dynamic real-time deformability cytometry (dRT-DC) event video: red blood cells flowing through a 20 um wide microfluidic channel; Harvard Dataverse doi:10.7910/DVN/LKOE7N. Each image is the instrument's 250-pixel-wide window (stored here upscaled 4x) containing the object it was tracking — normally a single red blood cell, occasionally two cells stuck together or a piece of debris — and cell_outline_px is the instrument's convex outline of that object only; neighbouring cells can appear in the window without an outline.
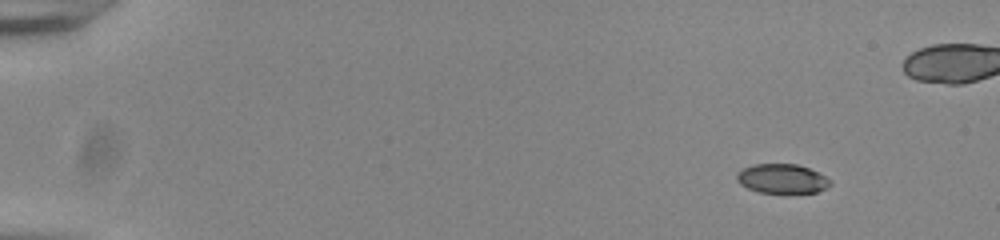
{"species": "common noctule bat (a hibernating species)", "species_latin": "Nyctalus noctula", "temperature_condition": "room temperature", "stored_images_in_passage": 45, "camera_frame_rate_fps": 3000, "um_per_image_px": 0.085, "animal": {"sex": "male", "body_mass_g": 20.0, "forearm_length_mm": 53.3}, "frame": {"image": 1, "passage_image": 1, "time_ms": 0.0, "image_size_px": [1000, 240], "cell_outline_px": [[832, 184], [816, 192], [760, 192], [748, 188], [740, 184], [736, 180], [736, 172], [752, 164], [796, 164], [808, 168], [832, 180]], "centroid_in_image_um": [66.44, 15.17], "position_along_channel_um": 18.6, "area_um2": 15.78}}
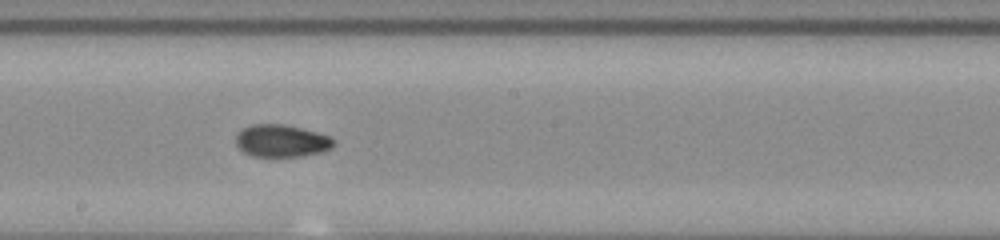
{"frame": {"image": 2, "passage_image": 27, "time_ms": 8.667, "image_size_px": [1000, 240], "cell_outline_px": [[336, 144], [332, 148], [324, 152], [304, 156], [252, 156], [244, 152], [236, 144], [236, 136], [244, 128], [252, 124], [284, 124], [332, 136], [336, 140]], "centroid_in_image_um": [24.0, 11.98], "position_along_channel_um": 224.2, "area_um2": 18.55}}
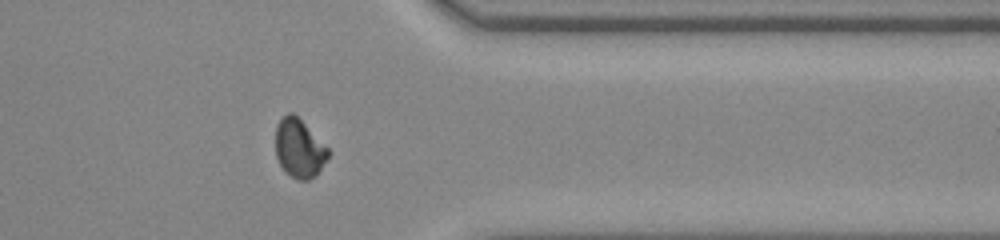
{"frame": {"image": 3, "passage_image": 40, "time_ms": 13.0, "image_size_px": [1000, 240], "cell_outline_px": [[332, 152], [316, 176], [308, 180], [296, 180], [284, 172], [276, 156], [276, 124], [288, 112], [292, 112]], "centroid_in_image_um": [25.43, 12.65], "position_along_channel_um": 386.0, "area_um2": 17.98}}